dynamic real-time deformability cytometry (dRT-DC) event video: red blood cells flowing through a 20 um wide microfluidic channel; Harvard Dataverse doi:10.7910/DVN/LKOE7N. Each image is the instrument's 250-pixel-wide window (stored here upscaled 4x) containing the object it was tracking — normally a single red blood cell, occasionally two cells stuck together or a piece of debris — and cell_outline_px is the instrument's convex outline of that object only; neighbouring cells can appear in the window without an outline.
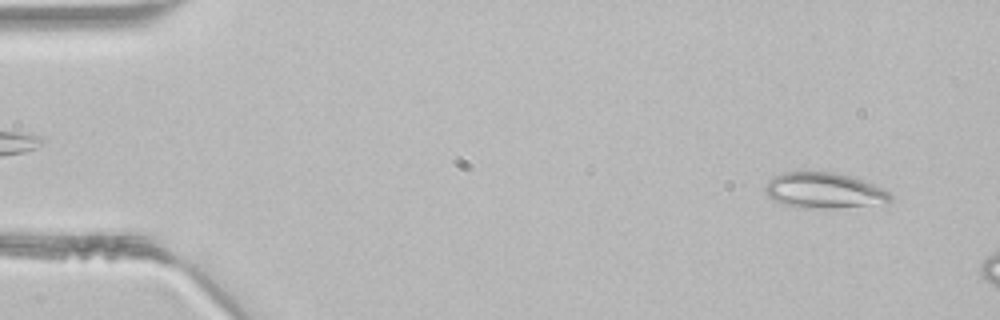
{"species": "common noctule bat (a hibernating species)", "species_latin": "Nyctalus noctula", "temperature_condition": "room temperature", "stored_images_in_passage": 8, "camera_frame_rate_fps": 3000, "um_per_image_px": 0.085, "animal": {"sex": "male", "body_mass_g": 21.5, "forearm_length_mm": 52.0}, "frame": {"image": 1, "passage_image": 3, "time_ms": 0.667, "image_size_px": [1000, 320], "cell_outline_px": [[892, 200], [888, 204], [832, 208], [804, 208], [784, 204], [772, 200], [764, 192], [764, 184], [772, 176], [780, 172], [832, 172], [848, 176], [872, 184], [888, 192], [892, 196]], "centroid_in_image_um": [69.99, 16.2], "position_along_channel_um": 15.0, "area_um2": 26.13}}